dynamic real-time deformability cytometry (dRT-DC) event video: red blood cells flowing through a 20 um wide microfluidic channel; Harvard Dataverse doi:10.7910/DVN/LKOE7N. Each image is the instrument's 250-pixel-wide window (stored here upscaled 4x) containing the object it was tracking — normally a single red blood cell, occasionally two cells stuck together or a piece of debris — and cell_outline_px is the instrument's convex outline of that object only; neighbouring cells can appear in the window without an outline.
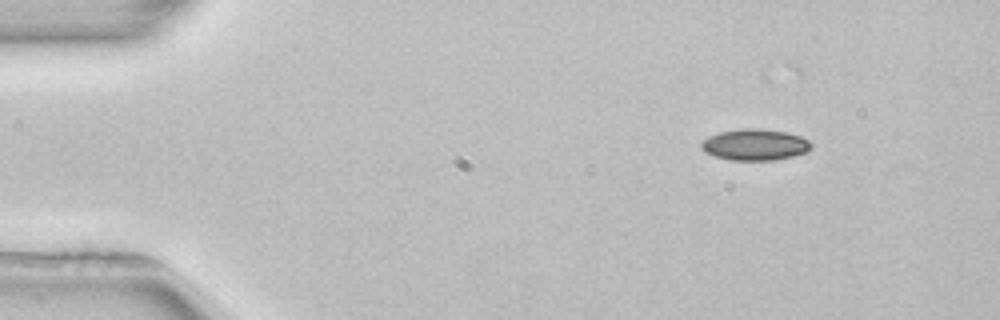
{"species": "common noctule bat (a hibernating species)", "species_latin": "Nyctalus noctula", "temperature_condition": "room temperature", "stored_images_in_passage": 5, "camera_frame_rate_fps": 3000, "um_per_image_px": 0.085, "animal": {"sex": "female", "body_mass_g": 22.7, "forearm_length_mm": 54.2}, "frame": {"image": 1, "passage_image": 1, "time_ms": 0.0, "image_size_px": [1000, 320], "cell_outline_px": [[812, 148], [808, 152], [792, 156], [772, 160], [728, 160], [704, 152], [700, 148], [700, 144], [708, 136], [720, 132], [740, 128], [756, 128], [788, 132], [800, 136], [808, 140], [812, 144]], "centroid_in_image_um": [64.17, 12.29], "position_along_channel_um": 20.8, "area_um2": 20.17}}
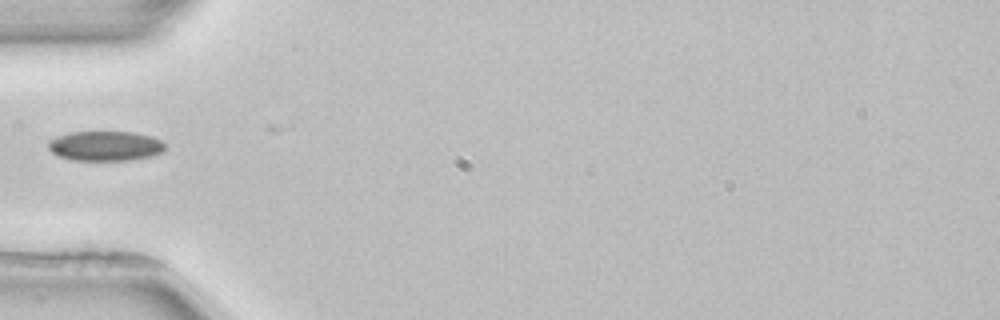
{"frame": {"image": 2, "passage_image": 4, "time_ms": 3.667, "image_size_px": [1000, 320], "cell_outline_px": [[164, 152], [152, 156], [132, 160], [72, 160], [56, 156], [48, 148], [48, 140], [56, 136], [68, 132], [136, 132], [152, 136], [160, 140], [164, 144]], "centroid_in_image_um": [8.93, 12.4], "position_along_channel_um": 76.1, "area_um2": 20.58}}